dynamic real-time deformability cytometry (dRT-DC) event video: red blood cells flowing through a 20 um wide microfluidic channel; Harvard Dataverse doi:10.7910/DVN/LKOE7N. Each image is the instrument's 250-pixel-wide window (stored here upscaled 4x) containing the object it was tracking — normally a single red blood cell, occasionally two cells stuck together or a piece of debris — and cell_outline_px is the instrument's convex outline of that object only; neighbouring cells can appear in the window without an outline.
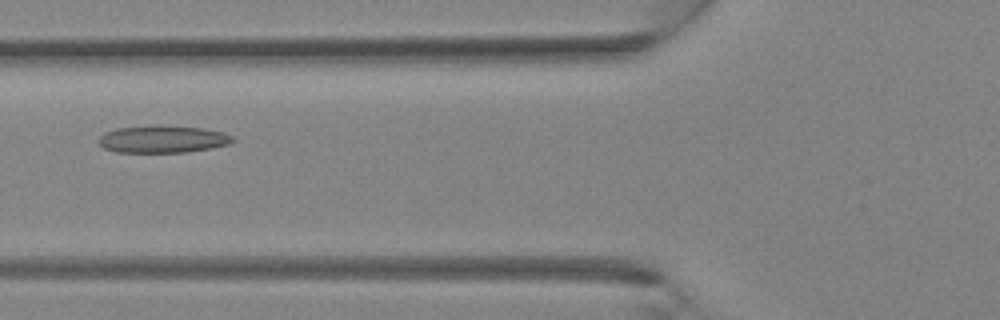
{"species": "Egyptian fruit bat (a non-hibernating species)", "species_latin": "Rousettus aegyptiacus", "temperature_condition": "room temperature", "stored_images_in_passage": 37, "camera_frame_rate_fps": 3000, "um_per_image_px": 0.085, "animal": {"sex": "female"}, "frame": {"image": 1, "passage_image": 14, "time_ms": 4.333, "image_size_px": [1000, 320], "cell_outline_px": [[236, 140], [228, 144], [208, 148], [184, 152], [116, 152], [104, 148], [96, 140], [104, 132], [116, 128], [204, 128], [224, 132], [232, 136]], "centroid_in_image_um": [13.81, 11.87], "position_along_channel_um": 112.0, "area_um2": 20.29}}
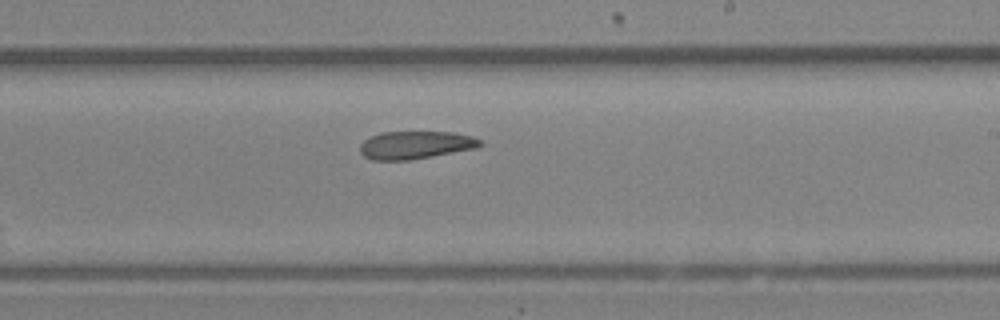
{"frame": {"image": 2, "passage_image": 22, "time_ms": 7.0, "image_size_px": [1000, 320], "cell_outline_px": [[484, 144], [476, 148], [432, 156], [408, 160], [372, 160], [364, 156], [360, 152], [360, 144], [364, 140], [380, 132], [452, 132], [472, 136], [480, 140]], "centroid_in_image_um": [35.31, 12.32], "position_along_channel_um": 253.7, "area_um2": 19.42}}
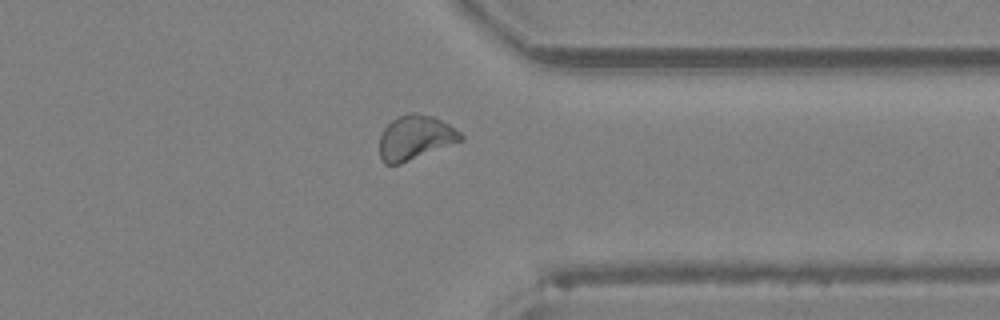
{"frame": {"image": 3, "passage_image": 29, "time_ms": 9.333, "image_size_px": [1000, 320], "cell_outline_px": [[464, 140], [400, 164], [384, 164], [380, 160], [380, 136], [384, 128], [392, 120], [400, 116], [412, 112], [416, 112], [432, 116], [448, 124], [460, 132], [464, 136]], "centroid_in_image_um": [35.29, 11.7], "position_along_channel_um": 376.1, "area_um2": 20.98}}